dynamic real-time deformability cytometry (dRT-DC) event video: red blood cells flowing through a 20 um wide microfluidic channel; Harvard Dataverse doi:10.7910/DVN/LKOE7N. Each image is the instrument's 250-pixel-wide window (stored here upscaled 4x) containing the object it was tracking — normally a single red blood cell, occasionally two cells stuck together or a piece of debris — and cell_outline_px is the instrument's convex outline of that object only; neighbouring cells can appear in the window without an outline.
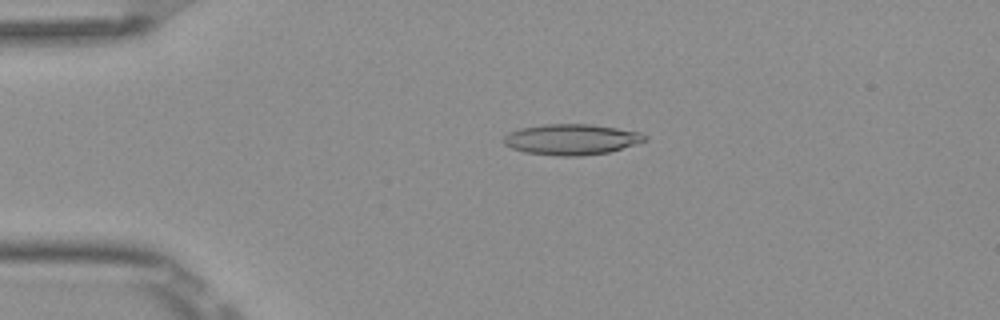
{"species": "Egyptian fruit bat (a non-hibernating species)", "species_latin": "Rousettus aegyptiacus", "temperature_condition": "room temperature", "stored_images_in_passage": 4, "camera_frame_rate_fps": 3000, "um_per_image_px": 0.085, "frame": {"image": 1, "passage_image": 3, "time_ms": 0.667, "image_size_px": [1000, 320], "cell_outline_px": [[648, 140], [636, 144], [608, 152], [580, 156], [556, 156], [524, 152], [512, 148], [504, 144], [504, 136], [508, 132], [520, 128], [544, 124], [592, 124], [640, 132], [648, 136]], "centroid_in_image_um": [48.57, 11.85], "position_along_channel_um": 36.4, "area_um2": 25.37}}